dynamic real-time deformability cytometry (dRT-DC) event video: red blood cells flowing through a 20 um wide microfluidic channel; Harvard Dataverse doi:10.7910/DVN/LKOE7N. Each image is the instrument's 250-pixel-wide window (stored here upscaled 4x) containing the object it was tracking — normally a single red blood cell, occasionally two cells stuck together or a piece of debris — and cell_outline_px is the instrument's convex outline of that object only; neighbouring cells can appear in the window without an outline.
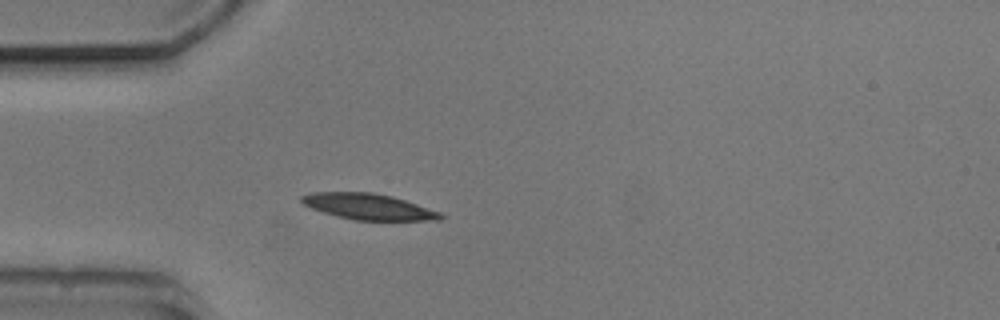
{"species": "common noctule bat (a hibernating species)", "species_latin": "Nyctalus noctula", "temperature_condition": "cold", "stored_images_in_passage": 4, "camera_frame_rate_fps": 3000, "um_per_image_px": 0.085, "animal": {"sex": "male", "body_mass_g": 20.5, "forearm_length_mm": 52.5}, "frame": {"image": 1, "passage_image": 4, "time_ms": 3.667, "image_size_px": [1000, 320], "cell_outline_px": [[444, 216], [440, 220], [352, 220], [324, 212], [312, 208], [304, 204], [300, 200], [300, 196], [312, 192], [372, 192], [392, 196], [440, 212]], "centroid_in_image_um": [31.3, 17.56], "position_along_channel_um": 53.7, "area_um2": 20.81}}